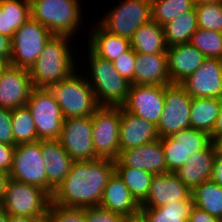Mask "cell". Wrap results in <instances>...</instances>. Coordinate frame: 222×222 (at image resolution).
<instances>
[{
    "label": "cell",
    "mask_w": 222,
    "mask_h": 222,
    "mask_svg": "<svg viewBox=\"0 0 222 222\" xmlns=\"http://www.w3.org/2000/svg\"><path fill=\"white\" fill-rule=\"evenodd\" d=\"M113 173L114 160L73 161L69 173L51 195V202L74 208L99 206Z\"/></svg>",
    "instance_id": "cell-1"
},
{
    "label": "cell",
    "mask_w": 222,
    "mask_h": 222,
    "mask_svg": "<svg viewBox=\"0 0 222 222\" xmlns=\"http://www.w3.org/2000/svg\"><path fill=\"white\" fill-rule=\"evenodd\" d=\"M71 36L53 35L43 51L28 70L32 84L38 88H49L70 76L76 65L69 41Z\"/></svg>",
    "instance_id": "cell-2"
},
{
    "label": "cell",
    "mask_w": 222,
    "mask_h": 222,
    "mask_svg": "<svg viewBox=\"0 0 222 222\" xmlns=\"http://www.w3.org/2000/svg\"><path fill=\"white\" fill-rule=\"evenodd\" d=\"M88 52L91 80L86 77L98 105L122 107L127 100L131 83L116 71L112 62L96 56L90 49Z\"/></svg>",
    "instance_id": "cell-3"
},
{
    "label": "cell",
    "mask_w": 222,
    "mask_h": 222,
    "mask_svg": "<svg viewBox=\"0 0 222 222\" xmlns=\"http://www.w3.org/2000/svg\"><path fill=\"white\" fill-rule=\"evenodd\" d=\"M31 18L53 35L75 36L81 23L80 0H29Z\"/></svg>",
    "instance_id": "cell-4"
},
{
    "label": "cell",
    "mask_w": 222,
    "mask_h": 222,
    "mask_svg": "<svg viewBox=\"0 0 222 222\" xmlns=\"http://www.w3.org/2000/svg\"><path fill=\"white\" fill-rule=\"evenodd\" d=\"M64 119L92 116L99 107L86 76L75 71L49 87Z\"/></svg>",
    "instance_id": "cell-5"
},
{
    "label": "cell",
    "mask_w": 222,
    "mask_h": 222,
    "mask_svg": "<svg viewBox=\"0 0 222 222\" xmlns=\"http://www.w3.org/2000/svg\"><path fill=\"white\" fill-rule=\"evenodd\" d=\"M51 195L43 188L9 178L1 205L10 215L46 218Z\"/></svg>",
    "instance_id": "cell-6"
},
{
    "label": "cell",
    "mask_w": 222,
    "mask_h": 222,
    "mask_svg": "<svg viewBox=\"0 0 222 222\" xmlns=\"http://www.w3.org/2000/svg\"><path fill=\"white\" fill-rule=\"evenodd\" d=\"M52 36L45 26L30 17L11 39L10 65L29 70Z\"/></svg>",
    "instance_id": "cell-7"
},
{
    "label": "cell",
    "mask_w": 222,
    "mask_h": 222,
    "mask_svg": "<svg viewBox=\"0 0 222 222\" xmlns=\"http://www.w3.org/2000/svg\"><path fill=\"white\" fill-rule=\"evenodd\" d=\"M26 106L34 119L39 140L60 138L64 118L49 88L34 87Z\"/></svg>",
    "instance_id": "cell-8"
},
{
    "label": "cell",
    "mask_w": 222,
    "mask_h": 222,
    "mask_svg": "<svg viewBox=\"0 0 222 222\" xmlns=\"http://www.w3.org/2000/svg\"><path fill=\"white\" fill-rule=\"evenodd\" d=\"M121 107L99 106L92 114V141L97 158L116 160L119 155Z\"/></svg>",
    "instance_id": "cell-9"
},
{
    "label": "cell",
    "mask_w": 222,
    "mask_h": 222,
    "mask_svg": "<svg viewBox=\"0 0 222 222\" xmlns=\"http://www.w3.org/2000/svg\"><path fill=\"white\" fill-rule=\"evenodd\" d=\"M10 178L39 186L50 195L54 189L47 183L46 166L41 152V140L15 145Z\"/></svg>",
    "instance_id": "cell-10"
},
{
    "label": "cell",
    "mask_w": 222,
    "mask_h": 222,
    "mask_svg": "<svg viewBox=\"0 0 222 222\" xmlns=\"http://www.w3.org/2000/svg\"><path fill=\"white\" fill-rule=\"evenodd\" d=\"M152 20L150 0H125L100 21V25L110 33L131 39L135 31Z\"/></svg>",
    "instance_id": "cell-11"
},
{
    "label": "cell",
    "mask_w": 222,
    "mask_h": 222,
    "mask_svg": "<svg viewBox=\"0 0 222 222\" xmlns=\"http://www.w3.org/2000/svg\"><path fill=\"white\" fill-rule=\"evenodd\" d=\"M191 101L180 84L165 85L164 108L156 126L159 138L190 128Z\"/></svg>",
    "instance_id": "cell-12"
},
{
    "label": "cell",
    "mask_w": 222,
    "mask_h": 222,
    "mask_svg": "<svg viewBox=\"0 0 222 222\" xmlns=\"http://www.w3.org/2000/svg\"><path fill=\"white\" fill-rule=\"evenodd\" d=\"M59 141L73 161L97 159L92 141L91 116L64 119Z\"/></svg>",
    "instance_id": "cell-13"
},
{
    "label": "cell",
    "mask_w": 222,
    "mask_h": 222,
    "mask_svg": "<svg viewBox=\"0 0 222 222\" xmlns=\"http://www.w3.org/2000/svg\"><path fill=\"white\" fill-rule=\"evenodd\" d=\"M165 85L131 84L125 104L126 111L158 125L164 108Z\"/></svg>",
    "instance_id": "cell-14"
},
{
    "label": "cell",
    "mask_w": 222,
    "mask_h": 222,
    "mask_svg": "<svg viewBox=\"0 0 222 222\" xmlns=\"http://www.w3.org/2000/svg\"><path fill=\"white\" fill-rule=\"evenodd\" d=\"M114 168L145 170L153 175L168 173L160 139L119 152Z\"/></svg>",
    "instance_id": "cell-15"
},
{
    "label": "cell",
    "mask_w": 222,
    "mask_h": 222,
    "mask_svg": "<svg viewBox=\"0 0 222 222\" xmlns=\"http://www.w3.org/2000/svg\"><path fill=\"white\" fill-rule=\"evenodd\" d=\"M180 85L192 98H221L222 60L206 58L203 64Z\"/></svg>",
    "instance_id": "cell-16"
},
{
    "label": "cell",
    "mask_w": 222,
    "mask_h": 222,
    "mask_svg": "<svg viewBox=\"0 0 222 222\" xmlns=\"http://www.w3.org/2000/svg\"><path fill=\"white\" fill-rule=\"evenodd\" d=\"M33 89L28 70L9 65L0 75V108L25 106Z\"/></svg>",
    "instance_id": "cell-17"
},
{
    "label": "cell",
    "mask_w": 222,
    "mask_h": 222,
    "mask_svg": "<svg viewBox=\"0 0 222 222\" xmlns=\"http://www.w3.org/2000/svg\"><path fill=\"white\" fill-rule=\"evenodd\" d=\"M191 196V190L179 179L176 173L154 175L148 195L140 208H157L162 205L184 201Z\"/></svg>",
    "instance_id": "cell-18"
},
{
    "label": "cell",
    "mask_w": 222,
    "mask_h": 222,
    "mask_svg": "<svg viewBox=\"0 0 222 222\" xmlns=\"http://www.w3.org/2000/svg\"><path fill=\"white\" fill-rule=\"evenodd\" d=\"M166 54L172 84H180L193 74L206 59V56L190 43L168 47Z\"/></svg>",
    "instance_id": "cell-19"
},
{
    "label": "cell",
    "mask_w": 222,
    "mask_h": 222,
    "mask_svg": "<svg viewBox=\"0 0 222 222\" xmlns=\"http://www.w3.org/2000/svg\"><path fill=\"white\" fill-rule=\"evenodd\" d=\"M159 139L156 126L121 107L120 151L135 148Z\"/></svg>",
    "instance_id": "cell-20"
},
{
    "label": "cell",
    "mask_w": 222,
    "mask_h": 222,
    "mask_svg": "<svg viewBox=\"0 0 222 222\" xmlns=\"http://www.w3.org/2000/svg\"><path fill=\"white\" fill-rule=\"evenodd\" d=\"M99 206L126 218L140 216V205L115 172L107 182Z\"/></svg>",
    "instance_id": "cell-21"
},
{
    "label": "cell",
    "mask_w": 222,
    "mask_h": 222,
    "mask_svg": "<svg viewBox=\"0 0 222 222\" xmlns=\"http://www.w3.org/2000/svg\"><path fill=\"white\" fill-rule=\"evenodd\" d=\"M216 150L213 142L205 149L192 154L176 172L179 179L192 191L211 179Z\"/></svg>",
    "instance_id": "cell-22"
},
{
    "label": "cell",
    "mask_w": 222,
    "mask_h": 222,
    "mask_svg": "<svg viewBox=\"0 0 222 222\" xmlns=\"http://www.w3.org/2000/svg\"><path fill=\"white\" fill-rule=\"evenodd\" d=\"M135 85H170L167 54L137 53L134 70Z\"/></svg>",
    "instance_id": "cell-23"
},
{
    "label": "cell",
    "mask_w": 222,
    "mask_h": 222,
    "mask_svg": "<svg viewBox=\"0 0 222 222\" xmlns=\"http://www.w3.org/2000/svg\"><path fill=\"white\" fill-rule=\"evenodd\" d=\"M47 183L55 190L69 173L73 160L59 139L41 140Z\"/></svg>",
    "instance_id": "cell-24"
},
{
    "label": "cell",
    "mask_w": 222,
    "mask_h": 222,
    "mask_svg": "<svg viewBox=\"0 0 222 222\" xmlns=\"http://www.w3.org/2000/svg\"><path fill=\"white\" fill-rule=\"evenodd\" d=\"M89 32V49L98 57L113 62L131 49L129 39L110 33L99 23Z\"/></svg>",
    "instance_id": "cell-25"
},
{
    "label": "cell",
    "mask_w": 222,
    "mask_h": 222,
    "mask_svg": "<svg viewBox=\"0 0 222 222\" xmlns=\"http://www.w3.org/2000/svg\"><path fill=\"white\" fill-rule=\"evenodd\" d=\"M130 42L131 48L141 54H166L168 48L163 27L152 20L141 25Z\"/></svg>",
    "instance_id": "cell-26"
},
{
    "label": "cell",
    "mask_w": 222,
    "mask_h": 222,
    "mask_svg": "<svg viewBox=\"0 0 222 222\" xmlns=\"http://www.w3.org/2000/svg\"><path fill=\"white\" fill-rule=\"evenodd\" d=\"M30 17L29 0H0V34L12 39Z\"/></svg>",
    "instance_id": "cell-27"
},
{
    "label": "cell",
    "mask_w": 222,
    "mask_h": 222,
    "mask_svg": "<svg viewBox=\"0 0 222 222\" xmlns=\"http://www.w3.org/2000/svg\"><path fill=\"white\" fill-rule=\"evenodd\" d=\"M193 199L169 202L157 208H140V216L145 222H188Z\"/></svg>",
    "instance_id": "cell-28"
},
{
    "label": "cell",
    "mask_w": 222,
    "mask_h": 222,
    "mask_svg": "<svg viewBox=\"0 0 222 222\" xmlns=\"http://www.w3.org/2000/svg\"><path fill=\"white\" fill-rule=\"evenodd\" d=\"M167 47L187 44L198 29L195 7L182 13L163 26Z\"/></svg>",
    "instance_id": "cell-29"
},
{
    "label": "cell",
    "mask_w": 222,
    "mask_h": 222,
    "mask_svg": "<svg viewBox=\"0 0 222 222\" xmlns=\"http://www.w3.org/2000/svg\"><path fill=\"white\" fill-rule=\"evenodd\" d=\"M218 98H192L190 106V128L211 133L219 115Z\"/></svg>",
    "instance_id": "cell-30"
},
{
    "label": "cell",
    "mask_w": 222,
    "mask_h": 222,
    "mask_svg": "<svg viewBox=\"0 0 222 222\" xmlns=\"http://www.w3.org/2000/svg\"><path fill=\"white\" fill-rule=\"evenodd\" d=\"M194 206L222 220V186L211 180L191 191Z\"/></svg>",
    "instance_id": "cell-31"
},
{
    "label": "cell",
    "mask_w": 222,
    "mask_h": 222,
    "mask_svg": "<svg viewBox=\"0 0 222 222\" xmlns=\"http://www.w3.org/2000/svg\"><path fill=\"white\" fill-rule=\"evenodd\" d=\"M114 172L129 188L132 197L140 205L147 197L153 174L133 168H114Z\"/></svg>",
    "instance_id": "cell-32"
},
{
    "label": "cell",
    "mask_w": 222,
    "mask_h": 222,
    "mask_svg": "<svg viewBox=\"0 0 222 222\" xmlns=\"http://www.w3.org/2000/svg\"><path fill=\"white\" fill-rule=\"evenodd\" d=\"M11 124L14 145L39 140L34 119L26 105L11 110Z\"/></svg>",
    "instance_id": "cell-33"
},
{
    "label": "cell",
    "mask_w": 222,
    "mask_h": 222,
    "mask_svg": "<svg viewBox=\"0 0 222 222\" xmlns=\"http://www.w3.org/2000/svg\"><path fill=\"white\" fill-rule=\"evenodd\" d=\"M152 21L160 26L195 7L193 0H150Z\"/></svg>",
    "instance_id": "cell-34"
},
{
    "label": "cell",
    "mask_w": 222,
    "mask_h": 222,
    "mask_svg": "<svg viewBox=\"0 0 222 222\" xmlns=\"http://www.w3.org/2000/svg\"><path fill=\"white\" fill-rule=\"evenodd\" d=\"M183 149V165L192 154L205 149L212 141L204 131L188 128L170 136Z\"/></svg>",
    "instance_id": "cell-35"
},
{
    "label": "cell",
    "mask_w": 222,
    "mask_h": 222,
    "mask_svg": "<svg viewBox=\"0 0 222 222\" xmlns=\"http://www.w3.org/2000/svg\"><path fill=\"white\" fill-rule=\"evenodd\" d=\"M189 43L203 53L206 58L222 60V32L198 28Z\"/></svg>",
    "instance_id": "cell-36"
},
{
    "label": "cell",
    "mask_w": 222,
    "mask_h": 222,
    "mask_svg": "<svg viewBox=\"0 0 222 222\" xmlns=\"http://www.w3.org/2000/svg\"><path fill=\"white\" fill-rule=\"evenodd\" d=\"M198 28L222 32V2L195 5Z\"/></svg>",
    "instance_id": "cell-37"
},
{
    "label": "cell",
    "mask_w": 222,
    "mask_h": 222,
    "mask_svg": "<svg viewBox=\"0 0 222 222\" xmlns=\"http://www.w3.org/2000/svg\"><path fill=\"white\" fill-rule=\"evenodd\" d=\"M46 222H86L85 208L65 207L51 202Z\"/></svg>",
    "instance_id": "cell-38"
},
{
    "label": "cell",
    "mask_w": 222,
    "mask_h": 222,
    "mask_svg": "<svg viewBox=\"0 0 222 222\" xmlns=\"http://www.w3.org/2000/svg\"><path fill=\"white\" fill-rule=\"evenodd\" d=\"M159 139L164 149L167 170L176 173L183 166V149L170 136Z\"/></svg>",
    "instance_id": "cell-39"
},
{
    "label": "cell",
    "mask_w": 222,
    "mask_h": 222,
    "mask_svg": "<svg viewBox=\"0 0 222 222\" xmlns=\"http://www.w3.org/2000/svg\"><path fill=\"white\" fill-rule=\"evenodd\" d=\"M136 55L137 53L131 48L112 62L116 71L131 84H134Z\"/></svg>",
    "instance_id": "cell-40"
},
{
    "label": "cell",
    "mask_w": 222,
    "mask_h": 222,
    "mask_svg": "<svg viewBox=\"0 0 222 222\" xmlns=\"http://www.w3.org/2000/svg\"><path fill=\"white\" fill-rule=\"evenodd\" d=\"M86 222H126L128 218L100 206L85 208Z\"/></svg>",
    "instance_id": "cell-41"
},
{
    "label": "cell",
    "mask_w": 222,
    "mask_h": 222,
    "mask_svg": "<svg viewBox=\"0 0 222 222\" xmlns=\"http://www.w3.org/2000/svg\"><path fill=\"white\" fill-rule=\"evenodd\" d=\"M0 142L14 145L11 110L6 108H0Z\"/></svg>",
    "instance_id": "cell-42"
},
{
    "label": "cell",
    "mask_w": 222,
    "mask_h": 222,
    "mask_svg": "<svg viewBox=\"0 0 222 222\" xmlns=\"http://www.w3.org/2000/svg\"><path fill=\"white\" fill-rule=\"evenodd\" d=\"M14 149L15 145L0 142V169L8 173L12 168Z\"/></svg>",
    "instance_id": "cell-43"
},
{
    "label": "cell",
    "mask_w": 222,
    "mask_h": 222,
    "mask_svg": "<svg viewBox=\"0 0 222 222\" xmlns=\"http://www.w3.org/2000/svg\"><path fill=\"white\" fill-rule=\"evenodd\" d=\"M188 222H222L221 219L213 217L206 211L193 206L189 215Z\"/></svg>",
    "instance_id": "cell-44"
},
{
    "label": "cell",
    "mask_w": 222,
    "mask_h": 222,
    "mask_svg": "<svg viewBox=\"0 0 222 222\" xmlns=\"http://www.w3.org/2000/svg\"><path fill=\"white\" fill-rule=\"evenodd\" d=\"M210 180L222 186V154L215 156Z\"/></svg>",
    "instance_id": "cell-45"
},
{
    "label": "cell",
    "mask_w": 222,
    "mask_h": 222,
    "mask_svg": "<svg viewBox=\"0 0 222 222\" xmlns=\"http://www.w3.org/2000/svg\"><path fill=\"white\" fill-rule=\"evenodd\" d=\"M11 39L5 35L0 34V58L5 59L10 63L12 54Z\"/></svg>",
    "instance_id": "cell-46"
},
{
    "label": "cell",
    "mask_w": 222,
    "mask_h": 222,
    "mask_svg": "<svg viewBox=\"0 0 222 222\" xmlns=\"http://www.w3.org/2000/svg\"><path fill=\"white\" fill-rule=\"evenodd\" d=\"M219 104H220V109H219V115L215 121L214 127L211 131L210 139L213 142L217 137L222 135V97L219 98Z\"/></svg>",
    "instance_id": "cell-47"
},
{
    "label": "cell",
    "mask_w": 222,
    "mask_h": 222,
    "mask_svg": "<svg viewBox=\"0 0 222 222\" xmlns=\"http://www.w3.org/2000/svg\"><path fill=\"white\" fill-rule=\"evenodd\" d=\"M9 178H10L9 173L0 169V207L4 200L5 190Z\"/></svg>",
    "instance_id": "cell-48"
},
{
    "label": "cell",
    "mask_w": 222,
    "mask_h": 222,
    "mask_svg": "<svg viewBox=\"0 0 222 222\" xmlns=\"http://www.w3.org/2000/svg\"><path fill=\"white\" fill-rule=\"evenodd\" d=\"M9 222H46V218H35L29 216L10 215Z\"/></svg>",
    "instance_id": "cell-49"
},
{
    "label": "cell",
    "mask_w": 222,
    "mask_h": 222,
    "mask_svg": "<svg viewBox=\"0 0 222 222\" xmlns=\"http://www.w3.org/2000/svg\"><path fill=\"white\" fill-rule=\"evenodd\" d=\"M215 150H216V154H222V135L217 137L214 141H213Z\"/></svg>",
    "instance_id": "cell-50"
},
{
    "label": "cell",
    "mask_w": 222,
    "mask_h": 222,
    "mask_svg": "<svg viewBox=\"0 0 222 222\" xmlns=\"http://www.w3.org/2000/svg\"><path fill=\"white\" fill-rule=\"evenodd\" d=\"M10 65V63L0 58V75L7 69V67Z\"/></svg>",
    "instance_id": "cell-51"
},
{
    "label": "cell",
    "mask_w": 222,
    "mask_h": 222,
    "mask_svg": "<svg viewBox=\"0 0 222 222\" xmlns=\"http://www.w3.org/2000/svg\"><path fill=\"white\" fill-rule=\"evenodd\" d=\"M0 222H9V215L0 207Z\"/></svg>",
    "instance_id": "cell-52"
},
{
    "label": "cell",
    "mask_w": 222,
    "mask_h": 222,
    "mask_svg": "<svg viewBox=\"0 0 222 222\" xmlns=\"http://www.w3.org/2000/svg\"><path fill=\"white\" fill-rule=\"evenodd\" d=\"M194 4L222 2V0H193Z\"/></svg>",
    "instance_id": "cell-53"
},
{
    "label": "cell",
    "mask_w": 222,
    "mask_h": 222,
    "mask_svg": "<svg viewBox=\"0 0 222 222\" xmlns=\"http://www.w3.org/2000/svg\"><path fill=\"white\" fill-rule=\"evenodd\" d=\"M126 222H145V220L141 217L128 218Z\"/></svg>",
    "instance_id": "cell-54"
}]
</instances>
